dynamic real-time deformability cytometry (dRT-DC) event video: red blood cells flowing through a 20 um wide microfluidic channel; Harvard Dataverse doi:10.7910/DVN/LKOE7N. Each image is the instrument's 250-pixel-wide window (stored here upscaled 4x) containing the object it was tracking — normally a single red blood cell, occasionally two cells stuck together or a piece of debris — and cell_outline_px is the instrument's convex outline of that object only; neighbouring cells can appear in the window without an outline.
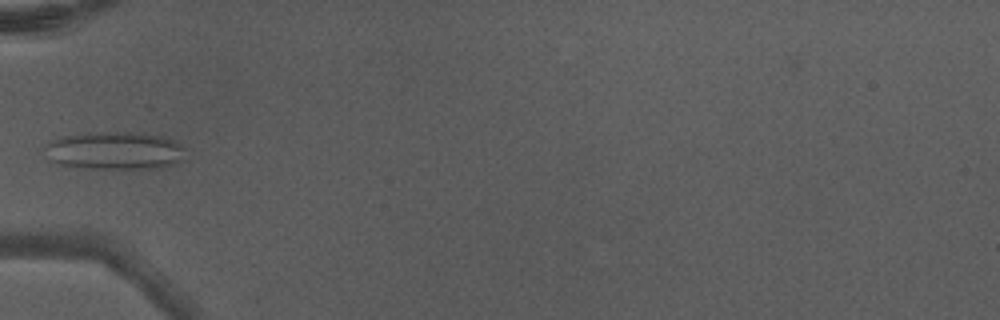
{"species": "Egyptian fruit bat (a non-hibernating species)", "species_latin": "Rousettus aegyptiacus", "temperature_condition": "warm", "stored_images_in_passage": 6, "camera_frame_rate_fps": 3000, "um_per_image_px": 0.085, "animal": {"sex": "male"}, "frame": {"image": 1, "passage_image": 5, "time_ms": 1.333, "image_size_px": [1000, 320], "cell_outline_px": [[188, 160], [164, 168], [84, 168], [60, 164], [52, 160], [40, 148], [44, 144], [52, 140], [64, 136], [88, 132], [128, 132], [168, 136], [176, 140], [188, 148]], "centroid_in_image_um": [9.88, 12.8], "position_along_channel_um": 75.1, "area_um2": 32.08}}